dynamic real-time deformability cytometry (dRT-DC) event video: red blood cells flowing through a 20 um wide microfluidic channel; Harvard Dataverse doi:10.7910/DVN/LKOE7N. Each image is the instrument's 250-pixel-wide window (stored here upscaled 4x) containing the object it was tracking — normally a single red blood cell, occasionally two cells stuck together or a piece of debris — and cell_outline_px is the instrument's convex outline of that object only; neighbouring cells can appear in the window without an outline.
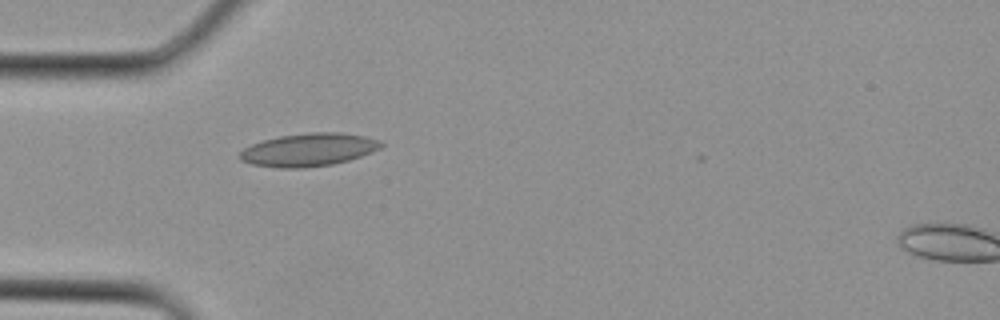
{"species": "Egyptian fruit bat (a non-hibernating species)", "species_latin": "Rousettus aegyptiacus", "temperature_condition": "cold", "stored_images_in_passage": 3, "camera_frame_rate_fps": 3000, "um_per_image_px": 0.085, "animal": {"sex": "female"}, "frame": {"image": 1, "passage_image": 2, "time_ms": 0.333, "image_size_px": [1000, 320], "cell_outline_px": [[384, 144], [380, 148], [372, 152], [348, 160], [332, 164], [304, 168], [280, 168], [252, 164], [240, 160], [240, 152], [244, 148], [252, 144], [264, 140], [280, 136], [312, 132], [340, 132], [364, 136], [380, 140]], "centroid_in_image_um": [26.25, 12.73], "position_along_channel_um": 58.8, "area_um2": 26.99}}